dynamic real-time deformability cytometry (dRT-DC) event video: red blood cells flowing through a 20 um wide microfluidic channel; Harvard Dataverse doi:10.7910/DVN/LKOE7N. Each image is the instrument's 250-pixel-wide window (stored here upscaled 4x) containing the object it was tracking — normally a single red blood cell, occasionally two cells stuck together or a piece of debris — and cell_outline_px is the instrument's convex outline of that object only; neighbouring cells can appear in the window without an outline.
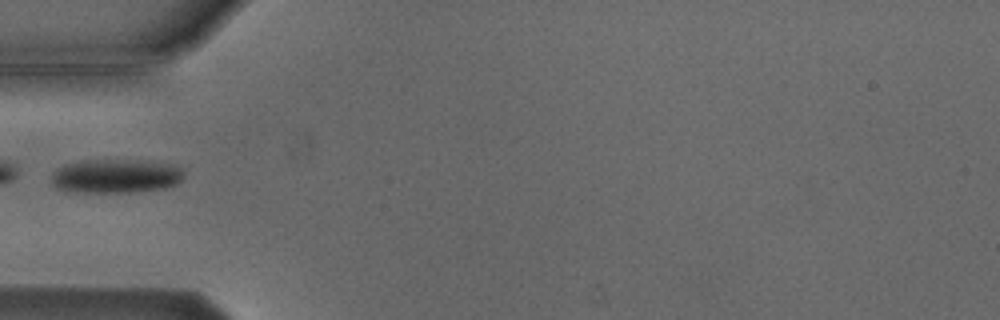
{"species": "Egyptian fruit bat (a non-hibernating species)", "species_latin": "Rousettus aegyptiacus", "temperature_condition": "cold", "stored_images_in_passage": 5, "camera_frame_rate_fps": 3000, "um_per_image_px": 0.085, "animal": {"sex": "male"}, "frame": {"image": 1, "passage_image": 5, "time_ms": 5.333, "image_size_px": [1000, 320], "cell_outline_px": [[184, 176], [176, 184], [164, 188], [136, 192], [76, 192], [56, 188], [52, 184], [52, 172], [56, 168], [64, 164], [80, 160], [148, 160], [176, 164], [184, 168]], "centroid_in_image_um": [9.87, 14.95], "position_along_channel_um": 75.1, "area_um2": 26.82}}